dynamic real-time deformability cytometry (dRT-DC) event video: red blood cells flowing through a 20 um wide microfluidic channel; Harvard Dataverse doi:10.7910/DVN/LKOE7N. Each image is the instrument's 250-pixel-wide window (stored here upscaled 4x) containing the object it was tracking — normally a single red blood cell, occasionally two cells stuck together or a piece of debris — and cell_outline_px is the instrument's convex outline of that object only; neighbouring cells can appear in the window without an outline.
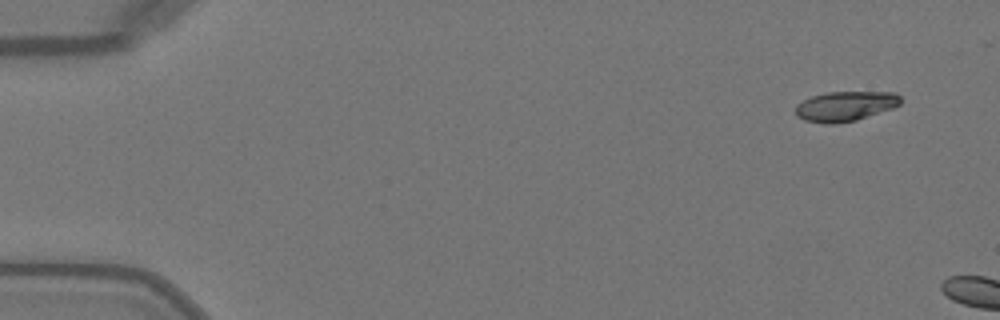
{"species": "Egyptian fruit bat (a non-hibernating species)", "species_latin": "Rousettus aegyptiacus", "temperature_condition": "warm", "stored_images_in_passage": 4, "camera_frame_rate_fps": 3000, "um_per_image_px": 0.085, "animal": {"sex": "female"}, "frame": {"image": 1, "passage_image": 1, "time_ms": 0.0, "image_size_px": [1000, 320], "cell_outline_px": [[900, 104], [892, 108], [856, 120], [832, 124], [828, 124], [804, 120], [796, 116], [796, 104], [812, 96], [828, 92], [896, 92], [900, 96]], "centroid_in_image_um": [71.84, 9.02], "position_along_channel_um": 13.2, "area_um2": 18.15}}